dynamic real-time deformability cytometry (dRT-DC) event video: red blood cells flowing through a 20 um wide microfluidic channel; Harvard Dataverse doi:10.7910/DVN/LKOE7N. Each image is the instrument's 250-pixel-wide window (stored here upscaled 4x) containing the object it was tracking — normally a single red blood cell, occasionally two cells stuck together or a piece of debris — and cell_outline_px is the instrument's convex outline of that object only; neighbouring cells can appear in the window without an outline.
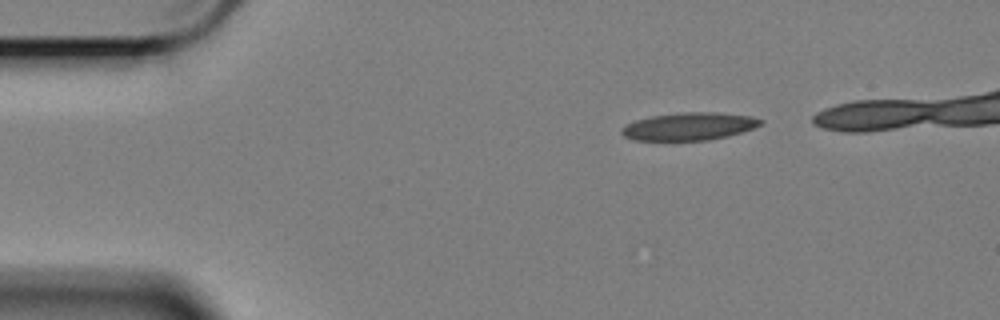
{"species": "Egyptian fruit bat (a non-hibernating species)", "species_latin": "Rousettus aegyptiacus", "temperature_condition": "cold", "stored_images_in_passage": 43, "camera_frame_rate_fps": 3000, "um_per_image_px": 0.085, "animal": {"sex": "female"}, "frame": {"image": 1, "passage_image": 1, "time_ms": 0.0, "image_size_px": [1000, 320], "cell_outline_px": [[764, 120], [760, 124], [752, 128], [740, 132], [708, 140], [636, 140], [624, 136], [620, 132], [620, 128], [636, 120], [652, 116], [684, 112], [716, 112], [752, 116]], "centroid_in_image_um": [58.55, 10.73], "position_along_channel_um": 26.4, "area_um2": 22.08}}
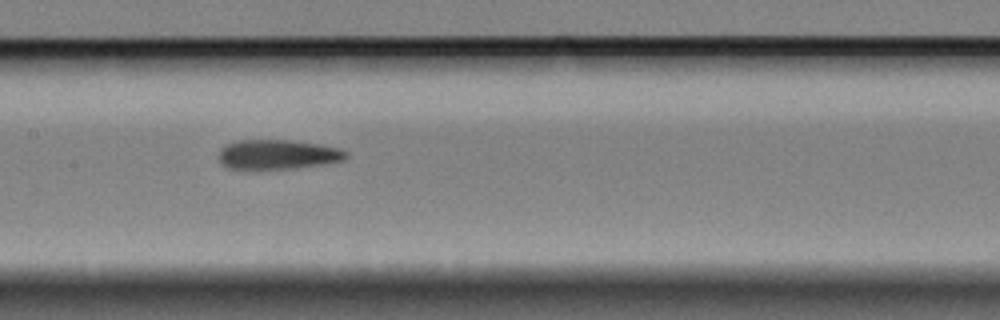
{"frame": {"image": 2, "passage_image": 20, "time_ms": 6.333, "image_size_px": [1000, 320], "cell_outline_px": [[348, 156], [344, 160], [320, 164], [288, 168], [228, 168], [220, 160], [220, 148], [224, 144], [236, 140], [292, 140], [320, 144], [340, 148], [348, 152]], "centroid_in_image_um": [23.62, 13.1], "position_along_channel_um": 183.8, "area_um2": 21.68}}
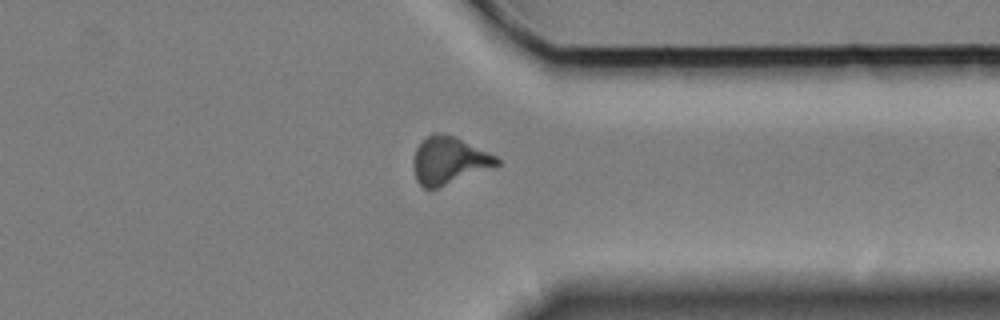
{"frame": {"image": 3, "passage_image": 37, "time_ms": 12.0, "image_size_px": [1000, 320], "cell_outline_px": [[500, 164], [436, 188], [424, 188], [416, 180], [412, 168], [412, 160], [416, 148], [432, 132], [444, 132], [456, 136], [496, 156], [500, 160]], "centroid_in_image_um": [38.12, 13.61], "position_along_channel_um": 373.3, "area_um2": 22.89}, "authors_computed_cell_mechanics": {"area_um2": 22.6576, "velocity_mm_per_s": 3.3871, "shape_relaxation_time_tau1_ms": null, "shape_relaxation_time_tau2_ms": 3.4693, "deformation_change_tau1": null, "deformation_change_tau2": 0.1036}}